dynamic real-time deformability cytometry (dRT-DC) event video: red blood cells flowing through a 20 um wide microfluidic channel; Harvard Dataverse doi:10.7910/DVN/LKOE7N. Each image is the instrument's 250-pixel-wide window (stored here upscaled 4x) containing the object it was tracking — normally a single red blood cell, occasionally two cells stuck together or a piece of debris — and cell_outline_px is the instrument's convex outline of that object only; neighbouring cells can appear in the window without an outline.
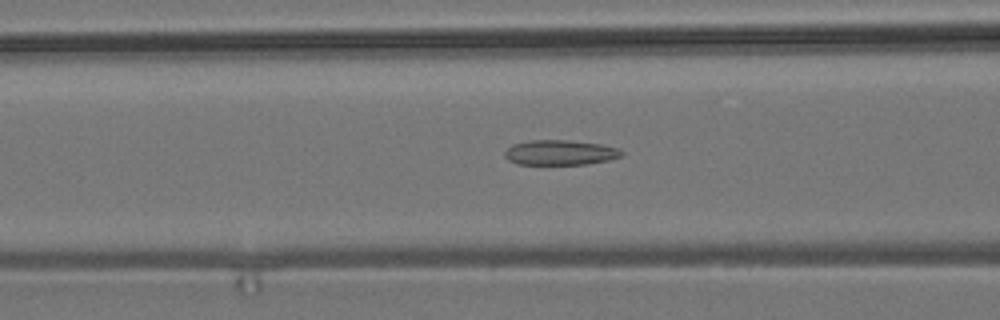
{"species": "common noctule bat (a hibernating species)", "species_latin": "Nyctalus noctula", "temperature_condition": "room temperature", "stored_images_in_passage": 55, "camera_frame_rate_fps": 3000, "um_per_image_px": 0.085, "animal": {"sex": "male", "body_mass_g": 19.2, "forearm_length_mm": 51.8}, "frame": {"image": 1, "passage_image": 22, "time_ms": 7.0, "image_size_px": [1000, 320], "cell_outline_px": [[624, 152], [620, 156], [608, 160], [588, 164], [516, 164], [508, 160], [504, 156], [504, 152], [512, 144], [532, 140], [568, 140], [600, 144], [620, 148]], "centroid_in_image_um": [47.6, 12.96], "position_along_channel_um": 119.0, "area_um2": 17.05}}
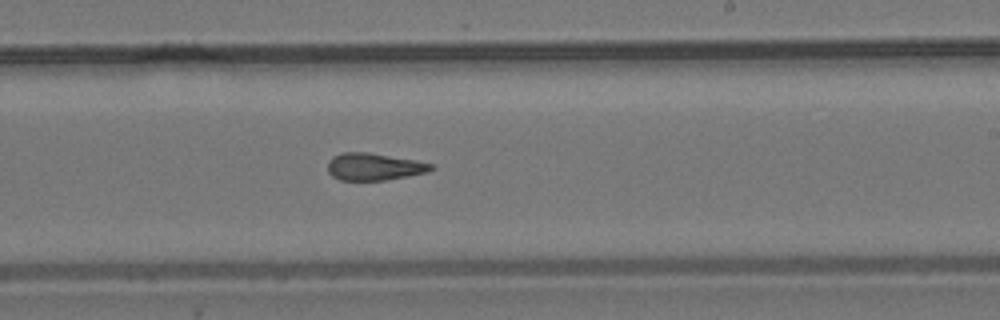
{"frame": {"image": 2, "passage_image": 33, "time_ms": 10.667, "image_size_px": [1000, 320], "cell_outline_px": [[436, 168], [428, 172], [408, 176], [384, 180], [340, 180], [332, 176], [328, 172], [328, 160], [332, 156], [340, 152], [368, 152], [416, 160], [432, 164]], "centroid_in_image_um": [31.78, 14.16], "position_along_channel_um": 257.2, "area_um2": 16.53}}
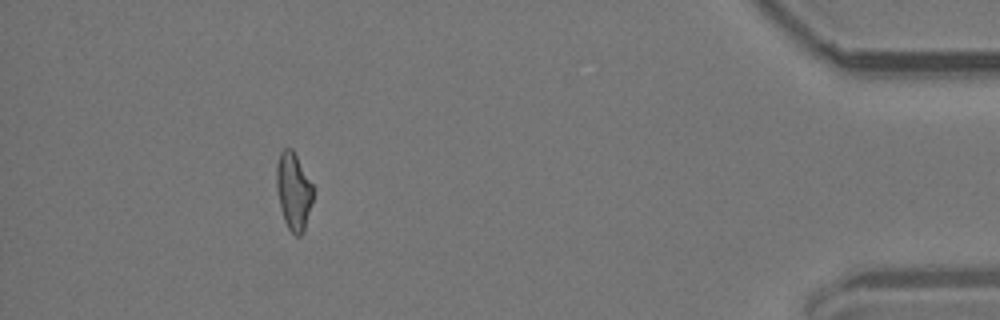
{"frame": {"image": 3, "passage_image": 50, "time_ms": 16.333, "image_size_px": [1000, 320], "cell_outline_px": [[312, 200], [304, 232], [300, 236], [296, 236], [288, 228], [284, 220], [280, 208], [276, 188], [276, 164], [280, 152], [284, 148], [292, 148], [312, 184]], "centroid_in_image_um": [24.92, 16.25], "position_along_channel_um": 410.3, "area_um2": 16.42}, "authors_computed_cell_mechanics": {"area_um2": 17.2244, "velocity_mm_per_s": 3.7764, "shape_relaxation_time_tau1_ms": null, "shape_relaxation_time_tau2_ms": 3.2624, "deformation_change_tau1": null, "deformation_change_tau2": 0.1241}}